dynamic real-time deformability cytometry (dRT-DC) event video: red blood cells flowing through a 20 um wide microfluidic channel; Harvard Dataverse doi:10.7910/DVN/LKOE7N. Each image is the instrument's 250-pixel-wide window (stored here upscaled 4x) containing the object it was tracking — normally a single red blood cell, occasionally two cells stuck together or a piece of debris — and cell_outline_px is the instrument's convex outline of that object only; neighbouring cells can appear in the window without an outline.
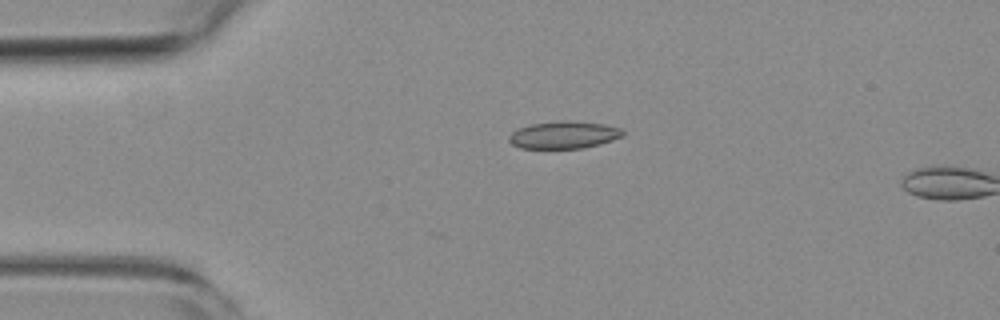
{"species": "common noctule bat (a hibernating species)", "species_latin": "Nyctalus noctula", "temperature_condition": "room temperature", "stored_images_in_passage": 2, "camera_frame_rate_fps": 3000, "um_per_image_px": 0.085, "animal": {"sex": "female", "body_mass_g": 19.3, "forearm_length_mm": 54.1}, "frame": {"image": 1, "passage_image": 1, "time_ms": 0.0, "image_size_px": [1000, 320], "cell_outline_px": [[624, 136], [600, 144], [580, 148], [520, 148], [512, 144], [508, 140], [508, 136], [512, 132], [520, 128], [532, 124], [564, 120], [572, 120], [604, 124], [620, 128], [624, 132]], "centroid_in_image_um": [47.94, 11.46], "position_along_channel_um": 37.1, "area_um2": 18.09}}